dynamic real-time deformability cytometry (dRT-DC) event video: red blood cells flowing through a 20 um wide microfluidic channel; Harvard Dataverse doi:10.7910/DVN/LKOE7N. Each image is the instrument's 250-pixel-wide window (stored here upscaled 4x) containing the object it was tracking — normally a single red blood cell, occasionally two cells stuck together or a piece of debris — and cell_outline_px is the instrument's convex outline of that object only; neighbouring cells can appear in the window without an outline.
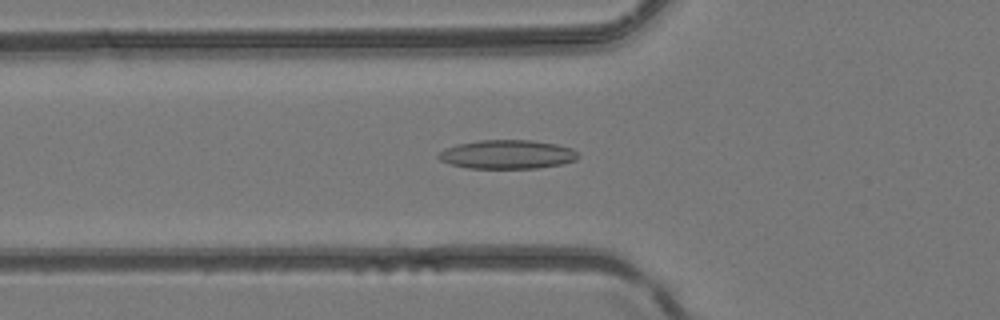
{"species": "common noctule bat (a hibernating species)", "species_latin": "Nyctalus noctula", "temperature_condition": "room temperature", "stored_images_in_passage": 29, "camera_frame_rate_fps": 3000, "um_per_image_px": 0.085, "animal": {"sex": "female", "body_mass_g": 24.6, "forearm_length_mm": 56.2}, "frame": {"image": 1, "passage_image": 4, "time_ms": 1.0, "image_size_px": [1000, 320], "cell_outline_px": [[580, 156], [576, 160], [564, 164], [540, 168], [468, 168], [452, 164], [440, 160], [436, 156], [444, 148], [456, 144], [480, 140], [532, 140], [556, 144], [572, 148]], "centroid_in_image_um": [43.14, 13.12], "position_along_channel_um": 82.7, "area_um2": 23.64}}
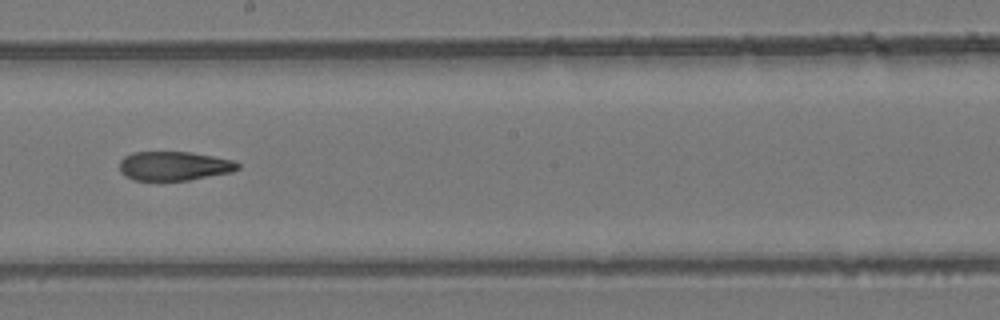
{"frame": {"image": 2, "passage_image": 14, "time_ms": 4.333, "image_size_px": [1000, 320], "cell_outline_px": [[240, 168], [232, 172], [188, 180], [132, 180], [124, 176], [120, 172], [120, 160], [124, 156], [132, 152], [192, 152], [232, 160], [240, 164]], "centroid_in_image_um": [14.77, 14.1], "position_along_channel_um": 233.4, "area_um2": 20.11}}
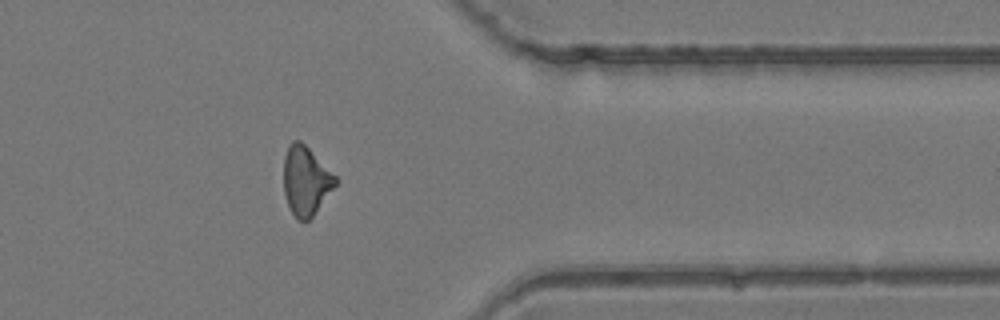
{"frame": {"image": 3, "passage_image": 25, "time_ms": 8.0, "image_size_px": [1000, 320], "cell_outline_px": [[340, 180], [312, 216], [308, 220], [296, 220], [288, 204], [284, 192], [284, 156], [288, 144], [292, 140], [300, 140]], "centroid_in_image_um": [25.99, 15.35], "position_along_channel_um": 385.4, "area_um2": 20.63}}